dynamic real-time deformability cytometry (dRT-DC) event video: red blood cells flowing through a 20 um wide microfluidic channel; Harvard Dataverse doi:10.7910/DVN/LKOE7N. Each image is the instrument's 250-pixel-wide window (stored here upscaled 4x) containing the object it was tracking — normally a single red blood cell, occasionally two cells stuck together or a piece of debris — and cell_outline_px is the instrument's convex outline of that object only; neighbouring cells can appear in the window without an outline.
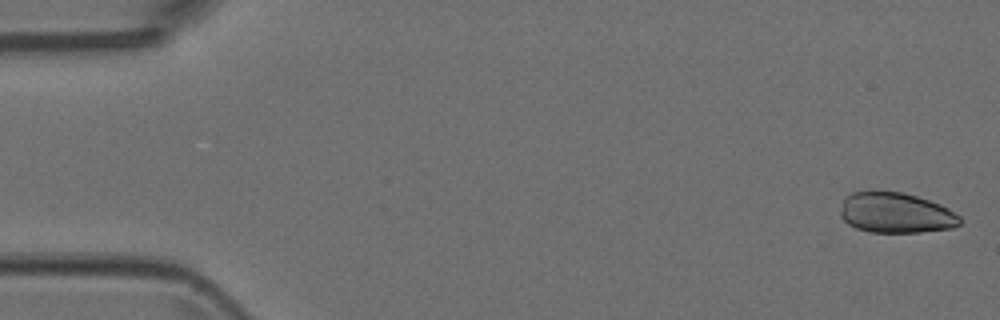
{"species": "Egyptian fruit bat (a non-hibernating species)", "species_latin": "Rousettus aegyptiacus", "temperature_condition": "room temperature", "stored_images_in_passage": 5, "camera_frame_rate_fps": 3000, "um_per_image_px": 0.085, "animal": {"sex": "female"}, "frame": {"image": 1, "passage_image": 1, "time_ms": 0.0, "image_size_px": [1000, 320], "cell_outline_px": [[960, 224], [952, 228], [920, 232], [872, 232], [856, 228], [848, 224], [840, 216], [840, 212], [844, 196], [852, 192], [868, 188], [872, 188], [904, 192], [940, 204], [948, 208], [960, 216]], "centroid_in_image_um": [76.08, 18.04], "position_along_channel_um": 8.9, "area_um2": 28.84}}